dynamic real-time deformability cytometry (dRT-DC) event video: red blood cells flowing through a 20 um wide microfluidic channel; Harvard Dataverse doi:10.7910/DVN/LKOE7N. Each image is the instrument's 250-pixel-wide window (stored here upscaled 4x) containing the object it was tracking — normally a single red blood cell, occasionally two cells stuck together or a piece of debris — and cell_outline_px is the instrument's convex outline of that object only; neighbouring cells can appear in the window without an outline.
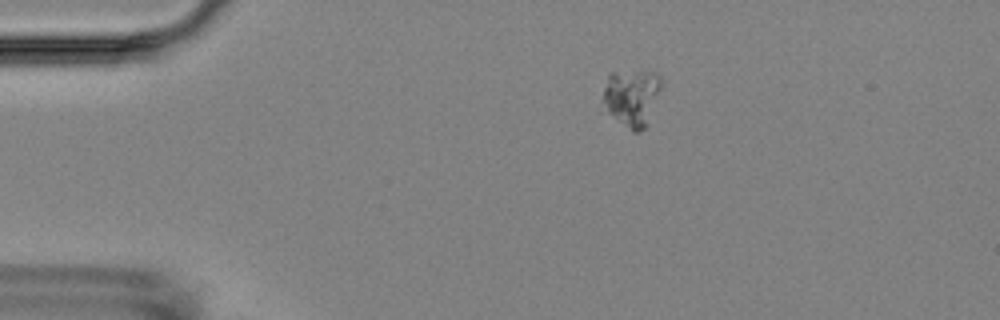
{"species": "Egyptian fruit bat (a non-hibernating species)", "species_latin": "Rousettus aegyptiacus", "temperature_condition": "room temperature", "stored_images_in_passage": 4, "camera_frame_rate_fps": 3000, "um_per_image_px": 0.085, "animal": {"sex": "female"}, "frame": {"image": 1, "passage_image": 1, "time_ms": 0.0, "image_size_px": [1000, 320], "cell_outline_px": [[664, 84], [648, 124], [640, 132], [632, 132], [608, 112], [604, 100], [604, 88], [608, 72], [656, 72], [660, 76]], "centroid_in_image_um": [53.76, 8.28], "position_along_channel_um": 31.2, "area_um2": 19.54}}
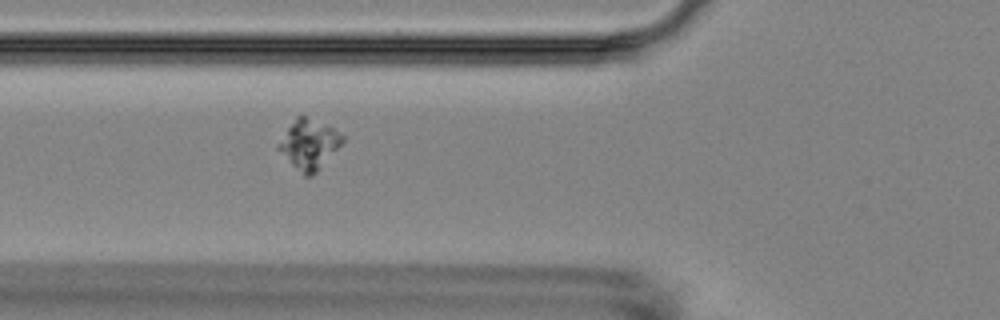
{"frame": {"image": 2, "passage_image": 4, "time_ms": 3.333, "image_size_px": [1000, 320], "cell_outline_px": [[344, 140], [316, 172], [312, 176], [304, 176], [276, 148], [276, 144], [296, 116], [304, 116], [332, 128], [344, 136]], "centroid_in_image_um": [26.23, 12.27], "position_along_channel_um": 99.6, "area_um2": 17.92}}